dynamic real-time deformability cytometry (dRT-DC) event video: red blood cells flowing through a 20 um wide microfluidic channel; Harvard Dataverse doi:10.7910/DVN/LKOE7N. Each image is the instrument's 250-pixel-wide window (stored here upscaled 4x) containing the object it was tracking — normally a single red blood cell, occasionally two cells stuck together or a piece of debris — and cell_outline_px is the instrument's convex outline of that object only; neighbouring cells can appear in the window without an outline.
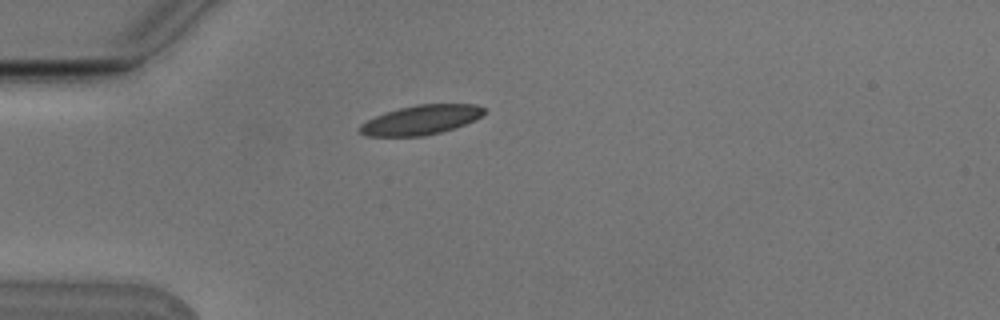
{"species": "Egyptian fruit bat (a non-hibernating species)", "species_latin": "Rousettus aegyptiacus", "temperature_condition": "cold", "stored_images_in_passage": 2, "camera_frame_rate_fps": 3000, "um_per_image_px": 0.085, "animal": {"sex": "male"}, "frame": {"image": 1, "passage_image": 1, "time_ms": 0.0, "image_size_px": [1000, 320], "cell_outline_px": [[484, 112], [480, 116], [464, 124], [440, 132], [424, 136], [368, 136], [360, 132], [360, 124], [384, 112], [416, 104], [476, 104], [484, 108]], "centroid_in_image_um": [35.75, 10.18], "position_along_channel_um": 49.2, "area_um2": 20.98}}